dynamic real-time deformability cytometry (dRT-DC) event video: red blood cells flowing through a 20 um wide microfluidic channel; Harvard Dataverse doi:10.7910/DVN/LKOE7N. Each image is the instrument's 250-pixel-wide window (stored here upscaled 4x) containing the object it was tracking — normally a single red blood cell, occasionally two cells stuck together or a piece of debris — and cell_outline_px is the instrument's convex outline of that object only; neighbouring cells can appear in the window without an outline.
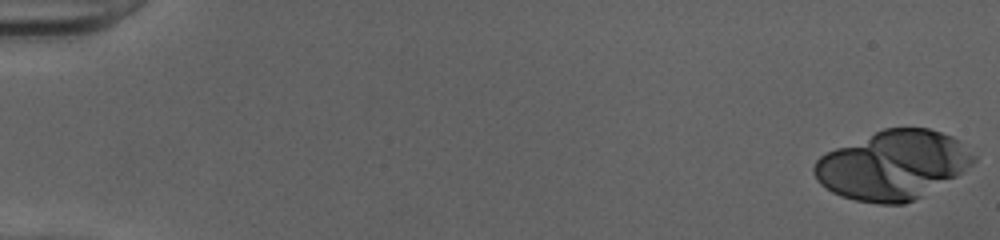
{"species": "human", "species_latin": "Homo sapiens", "temperature_condition": "cold", "stored_images_in_passage": 21, "camera_frame_rate_fps": 3000, "um_per_image_px": 0.085, "donor": {"sex": "female"}, "frame": {"image": 1, "passage_image": 1, "time_ms": 0.0, "image_size_px": [1000, 240], "cell_outline_px": [[976, 160], [972, 164], [956, 176], [920, 196], [904, 204], [880, 204], [856, 200], [840, 196], [832, 192], [820, 184], [816, 180], [812, 172], [812, 168], [816, 160], [820, 156], [836, 148], [884, 128], [928, 128], [952, 136], [976, 156]], "centroid_in_image_um": [75.85, 14.04], "position_along_channel_um": 9.1, "area_um2": 63.35}}